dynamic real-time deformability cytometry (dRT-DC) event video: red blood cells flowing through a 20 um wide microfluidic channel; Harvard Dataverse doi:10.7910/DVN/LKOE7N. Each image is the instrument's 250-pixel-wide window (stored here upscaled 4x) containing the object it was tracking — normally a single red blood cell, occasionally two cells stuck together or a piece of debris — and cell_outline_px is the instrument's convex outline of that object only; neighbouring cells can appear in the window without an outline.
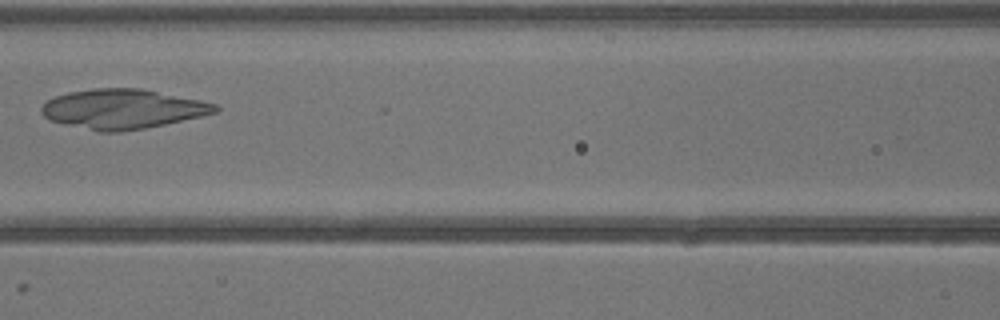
{"species": "common noctule bat (a hibernating species)", "species_latin": "Nyctalus noctula", "temperature_condition": "warm", "stored_images_in_passage": 17, "camera_frame_rate_fps": 3000, "um_per_image_px": 0.085, "animal": {"sex": "male", "body_mass_g": 13.3}, "frame": {"image": 1, "passage_image": 6, "time_ms": 1.667, "image_size_px": [1000, 320], "cell_outline_px": [[220, 108], [216, 112], [200, 116], [164, 124], [144, 128], [120, 132], [100, 132], [48, 120], [40, 112], [40, 108], [48, 100], [56, 96], [68, 92], [92, 88], [140, 88], [200, 100], [216, 104]], "centroid_in_image_um": [10.39, 9.26], "position_along_channel_um": 156.2, "area_um2": 39.88}}
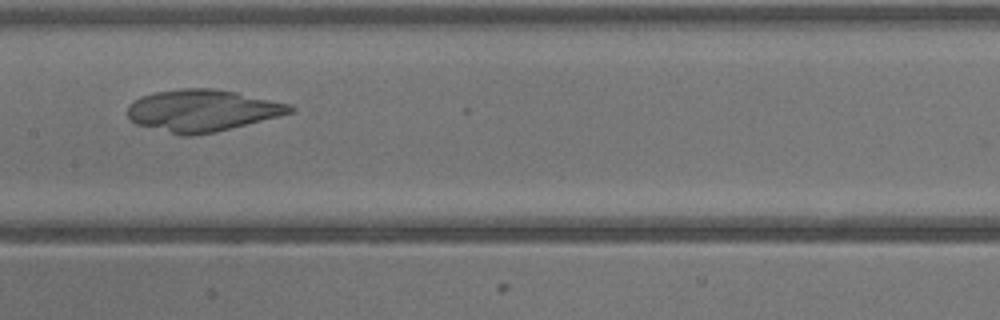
{"frame": {"image": 2, "passage_image": 8, "time_ms": 2.333, "image_size_px": [1000, 320], "cell_outline_px": [[296, 112], [280, 116], [212, 132], [192, 136], [180, 136], [136, 124], [128, 116], [128, 104], [132, 100], [140, 96], [156, 92], [184, 88], [216, 88], [236, 92], [292, 104], [296, 108]], "centroid_in_image_um": [17.2, 9.39], "position_along_channel_um": 190.2, "area_um2": 39.77}}